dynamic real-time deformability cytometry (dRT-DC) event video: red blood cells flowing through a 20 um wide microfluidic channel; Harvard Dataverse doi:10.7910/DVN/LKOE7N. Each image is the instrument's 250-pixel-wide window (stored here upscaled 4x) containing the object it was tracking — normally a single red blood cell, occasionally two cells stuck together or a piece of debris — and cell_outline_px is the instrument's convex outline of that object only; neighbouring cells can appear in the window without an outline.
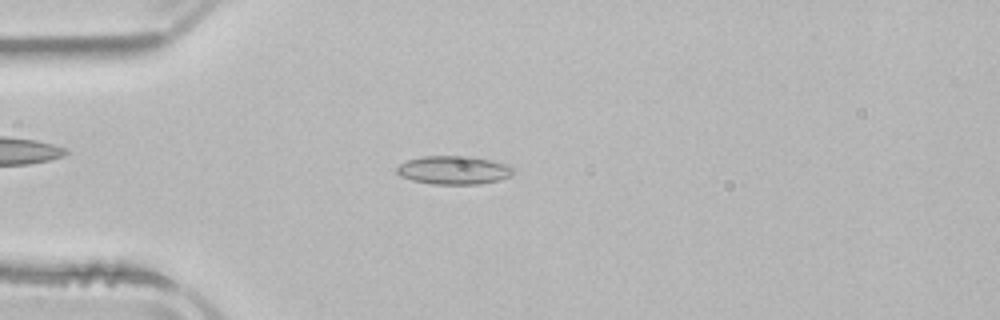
{"species": "common noctule bat (a hibernating species)", "species_latin": "Nyctalus noctula", "temperature_condition": "room temperature", "stored_images_in_passage": 2, "camera_frame_rate_fps": 3000, "um_per_image_px": 0.085, "animal": {"sex": "male", "body_mass_g": 21.5, "forearm_length_mm": 52.0}, "frame": {"image": 1, "passage_image": 2, "time_ms": 1.333, "image_size_px": [1000, 320], "cell_outline_px": [[516, 172], [500, 180], [480, 184], [432, 184], [412, 180], [400, 176], [396, 172], [396, 168], [400, 164], [408, 160], [424, 156], [468, 156], [512, 164], [516, 168]], "centroid_in_image_um": [38.63, 14.46], "position_along_channel_um": 46.4, "area_um2": 19.54}}